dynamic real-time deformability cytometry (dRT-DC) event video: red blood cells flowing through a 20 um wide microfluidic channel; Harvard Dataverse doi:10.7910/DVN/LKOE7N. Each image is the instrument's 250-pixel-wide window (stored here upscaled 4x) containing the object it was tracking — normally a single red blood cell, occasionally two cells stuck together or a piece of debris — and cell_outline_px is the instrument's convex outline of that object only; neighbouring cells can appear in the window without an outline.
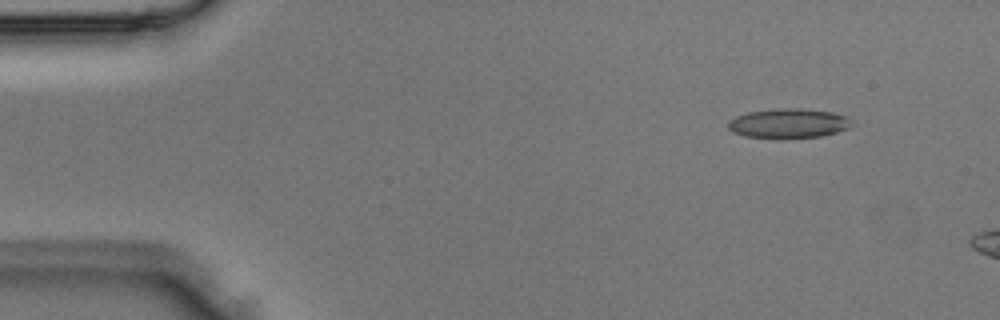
{"species": "Egyptian fruit bat (a non-hibernating species)", "species_latin": "Rousettus aegyptiacus", "temperature_condition": "room temperature", "stored_images_in_passage": 3, "camera_frame_rate_fps": 3000, "um_per_image_px": 0.085, "animal": {"sex": "male"}, "frame": {"image": 1, "passage_image": 1, "time_ms": 0.0, "image_size_px": [1000, 320], "cell_outline_px": [[848, 128], [836, 132], [820, 136], [744, 136], [732, 132], [728, 128], [728, 120], [736, 116], [748, 112], [784, 108], [800, 108], [832, 112], [848, 116]], "centroid_in_image_um": [66.98, 10.45], "position_along_channel_um": 18.0, "area_um2": 20.4}}